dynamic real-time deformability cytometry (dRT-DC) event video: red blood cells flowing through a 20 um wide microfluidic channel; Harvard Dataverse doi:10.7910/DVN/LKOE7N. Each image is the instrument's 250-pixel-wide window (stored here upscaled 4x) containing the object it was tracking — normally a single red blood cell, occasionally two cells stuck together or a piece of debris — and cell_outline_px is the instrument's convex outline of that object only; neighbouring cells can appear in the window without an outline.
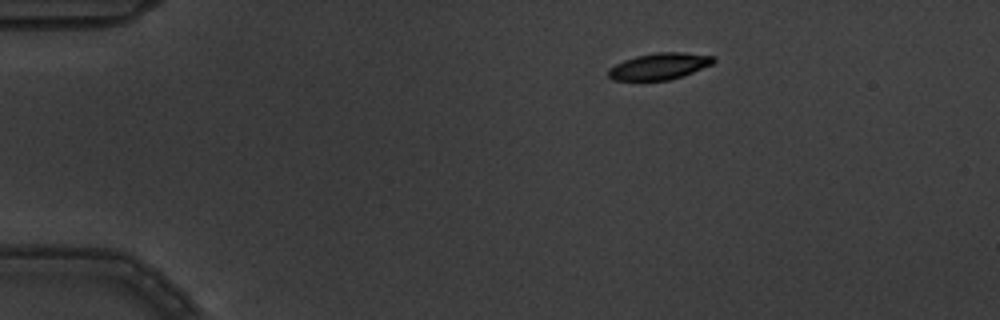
{"species": "common noctule bat (a hibernating species)", "species_latin": "Nyctalus noctula", "temperature_condition": "warm", "stored_images_in_passage": 4, "camera_frame_rate_fps": 3000, "um_per_image_px": 0.085, "animal": {"sex": "male", "body_mass_g": 19.5, "forearm_length_mm": 54.6}, "frame": {"image": 1, "passage_image": 2, "time_ms": 0.333, "image_size_px": [1000, 320], "cell_outline_px": [[716, 60], [712, 64], [692, 72], [668, 80], [612, 80], [608, 76], [608, 68], [624, 60], [636, 56], [656, 52], [684, 52], [716, 56]], "centroid_in_image_um": [56.04, 5.62], "position_along_channel_um": 29.0, "area_um2": 16.18}}